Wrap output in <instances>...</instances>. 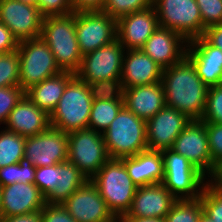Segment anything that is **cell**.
<instances>
[{
    "mask_svg": "<svg viewBox=\"0 0 222 222\" xmlns=\"http://www.w3.org/2000/svg\"><path fill=\"white\" fill-rule=\"evenodd\" d=\"M161 83L167 107L185 114L190 120H201L209 87L197 75L193 63L185 56L162 72Z\"/></svg>",
    "mask_w": 222,
    "mask_h": 222,
    "instance_id": "1",
    "label": "cell"
},
{
    "mask_svg": "<svg viewBox=\"0 0 222 222\" xmlns=\"http://www.w3.org/2000/svg\"><path fill=\"white\" fill-rule=\"evenodd\" d=\"M40 37L50 48L60 70L75 74L83 57L77 41L75 12L43 17Z\"/></svg>",
    "mask_w": 222,
    "mask_h": 222,
    "instance_id": "2",
    "label": "cell"
},
{
    "mask_svg": "<svg viewBox=\"0 0 222 222\" xmlns=\"http://www.w3.org/2000/svg\"><path fill=\"white\" fill-rule=\"evenodd\" d=\"M90 181L116 218L127 214L137 187L121 159L110 158Z\"/></svg>",
    "mask_w": 222,
    "mask_h": 222,
    "instance_id": "3",
    "label": "cell"
},
{
    "mask_svg": "<svg viewBox=\"0 0 222 222\" xmlns=\"http://www.w3.org/2000/svg\"><path fill=\"white\" fill-rule=\"evenodd\" d=\"M92 103L87 83L75 75L50 114V125L67 134L88 129Z\"/></svg>",
    "mask_w": 222,
    "mask_h": 222,
    "instance_id": "4",
    "label": "cell"
},
{
    "mask_svg": "<svg viewBox=\"0 0 222 222\" xmlns=\"http://www.w3.org/2000/svg\"><path fill=\"white\" fill-rule=\"evenodd\" d=\"M103 137L110 158L134 156L148 149L146 121L125 106L103 132Z\"/></svg>",
    "mask_w": 222,
    "mask_h": 222,
    "instance_id": "5",
    "label": "cell"
},
{
    "mask_svg": "<svg viewBox=\"0 0 222 222\" xmlns=\"http://www.w3.org/2000/svg\"><path fill=\"white\" fill-rule=\"evenodd\" d=\"M164 179L162 185L177 199H198L208 178L185 156L171 149L162 150Z\"/></svg>",
    "mask_w": 222,
    "mask_h": 222,
    "instance_id": "6",
    "label": "cell"
},
{
    "mask_svg": "<svg viewBox=\"0 0 222 222\" xmlns=\"http://www.w3.org/2000/svg\"><path fill=\"white\" fill-rule=\"evenodd\" d=\"M20 57L19 87L26 92L32 86L60 74L53 53L41 39H27L18 43Z\"/></svg>",
    "mask_w": 222,
    "mask_h": 222,
    "instance_id": "7",
    "label": "cell"
},
{
    "mask_svg": "<svg viewBox=\"0 0 222 222\" xmlns=\"http://www.w3.org/2000/svg\"><path fill=\"white\" fill-rule=\"evenodd\" d=\"M68 162L90 180L110 159L103 133L84 129L68 133Z\"/></svg>",
    "mask_w": 222,
    "mask_h": 222,
    "instance_id": "8",
    "label": "cell"
},
{
    "mask_svg": "<svg viewBox=\"0 0 222 222\" xmlns=\"http://www.w3.org/2000/svg\"><path fill=\"white\" fill-rule=\"evenodd\" d=\"M161 27L171 29L187 42L202 36V17L196 0H153Z\"/></svg>",
    "mask_w": 222,
    "mask_h": 222,
    "instance_id": "9",
    "label": "cell"
},
{
    "mask_svg": "<svg viewBox=\"0 0 222 222\" xmlns=\"http://www.w3.org/2000/svg\"><path fill=\"white\" fill-rule=\"evenodd\" d=\"M75 29L82 55L117 39L116 19L103 11L75 12Z\"/></svg>",
    "mask_w": 222,
    "mask_h": 222,
    "instance_id": "10",
    "label": "cell"
},
{
    "mask_svg": "<svg viewBox=\"0 0 222 222\" xmlns=\"http://www.w3.org/2000/svg\"><path fill=\"white\" fill-rule=\"evenodd\" d=\"M126 49L116 39L111 44L83 55L75 75L85 83L121 78Z\"/></svg>",
    "mask_w": 222,
    "mask_h": 222,
    "instance_id": "11",
    "label": "cell"
},
{
    "mask_svg": "<svg viewBox=\"0 0 222 222\" xmlns=\"http://www.w3.org/2000/svg\"><path fill=\"white\" fill-rule=\"evenodd\" d=\"M171 150L185 156L207 178L213 174L215 165L210 155L204 121L191 120L175 139Z\"/></svg>",
    "mask_w": 222,
    "mask_h": 222,
    "instance_id": "12",
    "label": "cell"
},
{
    "mask_svg": "<svg viewBox=\"0 0 222 222\" xmlns=\"http://www.w3.org/2000/svg\"><path fill=\"white\" fill-rule=\"evenodd\" d=\"M68 134L50 126L34 136L26 137L24 157L36 168L61 164L68 160Z\"/></svg>",
    "mask_w": 222,
    "mask_h": 222,
    "instance_id": "13",
    "label": "cell"
},
{
    "mask_svg": "<svg viewBox=\"0 0 222 222\" xmlns=\"http://www.w3.org/2000/svg\"><path fill=\"white\" fill-rule=\"evenodd\" d=\"M0 21L18 42L41 35L43 16L37 6L18 0H0Z\"/></svg>",
    "mask_w": 222,
    "mask_h": 222,
    "instance_id": "14",
    "label": "cell"
},
{
    "mask_svg": "<svg viewBox=\"0 0 222 222\" xmlns=\"http://www.w3.org/2000/svg\"><path fill=\"white\" fill-rule=\"evenodd\" d=\"M62 206L77 222H111L116 218L90 180L72 193Z\"/></svg>",
    "mask_w": 222,
    "mask_h": 222,
    "instance_id": "15",
    "label": "cell"
},
{
    "mask_svg": "<svg viewBox=\"0 0 222 222\" xmlns=\"http://www.w3.org/2000/svg\"><path fill=\"white\" fill-rule=\"evenodd\" d=\"M191 120L174 108L165 106L146 121L148 149H171L175 139Z\"/></svg>",
    "mask_w": 222,
    "mask_h": 222,
    "instance_id": "16",
    "label": "cell"
},
{
    "mask_svg": "<svg viewBox=\"0 0 222 222\" xmlns=\"http://www.w3.org/2000/svg\"><path fill=\"white\" fill-rule=\"evenodd\" d=\"M159 27L155 7L123 15L116 20L117 40L126 50L141 49Z\"/></svg>",
    "mask_w": 222,
    "mask_h": 222,
    "instance_id": "17",
    "label": "cell"
},
{
    "mask_svg": "<svg viewBox=\"0 0 222 222\" xmlns=\"http://www.w3.org/2000/svg\"><path fill=\"white\" fill-rule=\"evenodd\" d=\"M187 44L175 31L159 26L141 50L164 70L186 56Z\"/></svg>",
    "mask_w": 222,
    "mask_h": 222,
    "instance_id": "18",
    "label": "cell"
},
{
    "mask_svg": "<svg viewBox=\"0 0 222 222\" xmlns=\"http://www.w3.org/2000/svg\"><path fill=\"white\" fill-rule=\"evenodd\" d=\"M186 57L208 87L222 84V50L201 36L188 42Z\"/></svg>",
    "mask_w": 222,
    "mask_h": 222,
    "instance_id": "19",
    "label": "cell"
},
{
    "mask_svg": "<svg viewBox=\"0 0 222 222\" xmlns=\"http://www.w3.org/2000/svg\"><path fill=\"white\" fill-rule=\"evenodd\" d=\"M176 201L162 183L137 187L130 210L121 217L165 218Z\"/></svg>",
    "mask_w": 222,
    "mask_h": 222,
    "instance_id": "20",
    "label": "cell"
},
{
    "mask_svg": "<svg viewBox=\"0 0 222 222\" xmlns=\"http://www.w3.org/2000/svg\"><path fill=\"white\" fill-rule=\"evenodd\" d=\"M4 125L2 128L23 137L34 136L51 126L50 115L38 108L25 94L10 112Z\"/></svg>",
    "mask_w": 222,
    "mask_h": 222,
    "instance_id": "21",
    "label": "cell"
},
{
    "mask_svg": "<svg viewBox=\"0 0 222 222\" xmlns=\"http://www.w3.org/2000/svg\"><path fill=\"white\" fill-rule=\"evenodd\" d=\"M163 69L141 49L126 50L123 57V89L161 82Z\"/></svg>",
    "mask_w": 222,
    "mask_h": 222,
    "instance_id": "22",
    "label": "cell"
},
{
    "mask_svg": "<svg viewBox=\"0 0 222 222\" xmlns=\"http://www.w3.org/2000/svg\"><path fill=\"white\" fill-rule=\"evenodd\" d=\"M1 217L17 216L43 209L46 197L33 183H15L1 187Z\"/></svg>",
    "mask_w": 222,
    "mask_h": 222,
    "instance_id": "23",
    "label": "cell"
},
{
    "mask_svg": "<svg viewBox=\"0 0 222 222\" xmlns=\"http://www.w3.org/2000/svg\"><path fill=\"white\" fill-rule=\"evenodd\" d=\"M120 159L136 187L162 183L164 160L161 151L147 149Z\"/></svg>",
    "mask_w": 222,
    "mask_h": 222,
    "instance_id": "24",
    "label": "cell"
},
{
    "mask_svg": "<svg viewBox=\"0 0 222 222\" xmlns=\"http://www.w3.org/2000/svg\"><path fill=\"white\" fill-rule=\"evenodd\" d=\"M123 100L128 110L145 121L166 106L161 82L123 89Z\"/></svg>",
    "mask_w": 222,
    "mask_h": 222,
    "instance_id": "25",
    "label": "cell"
},
{
    "mask_svg": "<svg viewBox=\"0 0 222 222\" xmlns=\"http://www.w3.org/2000/svg\"><path fill=\"white\" fill-rule=\"evenodd\" d=\"M74 76L71 72H61L32 86L25 94L38 108L50 115L60 101L67 83Z\"/></svg>",
    "mask_w": 222,
    "mask_h": 222,
    "instance_id": "26",
    "label": "cell"
},
{
    "mask_svg": "<svg viewBox=\"0 0 222 222\" xmlns=\"http://www.w3.org/2000/svg\"><path fill=\"white\" fill-rule=\"evenodd\" d=\"M60 178L52 192L46 197L48 204H62L79 187L83 186L88 179L70 162L59 164Z\"/></svg>",
    "mask_w": 222,
    "mask_h": 222,
    "instance_id": "27",
    "label": "cell"
},
{
    "mask_svg": "<svg viewBox=\"0 0 222 222\" xmlns=\"http://www.w3.org/2000/svg\"><path fill=\"white\" fill-rule=\"evenodd\" d=\"M124 107V100H93L88 129L103 133Z\"/></svg>",
    "mask_w": 222,
    "mask_h": 222,
    "instance_id": "28",
    "label": "cell"
},
{
    "mask_svg": "<svg viewBox=\"0 0 222 222\" xmlns=\"http://www.w3.org/2000/svg\"><path fill=\"white\" fill-rule=\"evenodd\" d=\"M0 168L19 163L24 157L26 137L0 126Z\"/></svg>",
    "mask_w": 222,
    "mask_h": 222,
    "instance_id": "29",
    "label": "cell"
},
{
    "mask_svg": "<svg viewBox=\"0 0 222 222\" xmlns=\"http://www.w3.org/2000/svg\"><path fill=\"white\" fill-rule=\"evenodd\" d=\"M36 167L23 157L19 163L11 164L0 168V186L12 185L15 183L35 184Z\"/></svg>",
    "mask_w": 222,
    "mask_h": 222,
    "instance_id": "30",
    "label": "cell"
},
{
    "mask_svg": "<svg viewBox=\"0 0 222 222\" xmlns=\"http://www.w3.org/2000/svg\"><path fill=\"white\" fill-rule=\"evenodd\" d=\"M201 199H180L171 207L164 218L166 222H199L203 213Z\"/></svg>",
    "mask_w": 222,
    "mask_h": 222,
    "instance_id": "31",
    "label": "cell"
},
{
    "mask_svg": "<svg viewBox=\"0 0 222 222\" xmlns=\"http://www.w3.org/2000/svg\"><path fill=\"white\" fill-rule=\"evenodd\" d=\"M19 66L18 50L0 55V87L19 86Z\"/></svg>",
    "mask_w": 222,
    "mask_h": 222,
    "instance_id": "32",
    "label": "cell"
},
{
    "mask_svg": "<svg viewBox=\"0 0 222 222\" xmlns=\"http://www.w3.org/2000/svg\"><path fill=\"white\" fill-rule=\"evenodd\" d=\"M92 100H123L120 78L96 81L87 84Z\"/></svg>",
    "mask_w": 222,
    "mask_h": 222,
    "instance_id": "33",
    "label": "cell"
},
{
    "mask_svg": "<svg viewBox=\"0 0 222 222\" xmlns=\"http://www.w3.org/2000/svg\"><path fill=\"white\" fill-rule=\"evenodd\" d=\"M200 199L204 213L207 214L212 221L222 222V191L207 181L200 195Z\"/></svg>",
    "mask_w": 222,
    "mask_h": 222,
    "instance_id": "34",
    "label": "cell"
},
{
    "mask_svg": "<svg viewBox=\"0 0 222 222\" xmlns=\"http://www.w3.org/2000/svg\"><path fill=\"white\" fill-rule=\"evenodd\" d=\"M153 5V0H106L103 12L116 20L123 15L144 10Z\"/></svg>",
    "mask_w": 222,
    "mask_h": 222,
    "instance_id": "35",
    "label": "cell"
},
{
    "mask_svg": "<svg viewBox=\"0 0 222 222\" xmlns=\"http://www.w3.org/2000/svg\"><path fill=\"white\" fill-rule=\"evenodd\" d=\"M204 122L222 124V84L209 87Z\"/></svg>",
    "mask_w": 222,
    "mask_h": 222,
    "instance_id": "36",
    "label": "cell"
},
{
    "mask_svg": "<svg viewBox=\"0 0 222 222\" xmlns=\"http://www.w3.org/2000/svg\"><path fill=\"white\" fill-rule=\"evenodd\" d=\"M202 17V36L206 28L222 23V0H196Z\"/></svg>",
    "mask_w": 222,
    "mask_h": 222,
    "instance_id": "37",
    "label": "cell"
},
{
    "mask_svg": "<svg viewBox=\"0 0 222 222\" xmlns=\"http://www.w3.org/2000/svg\"><path fill=\"white\" fill-rule=\"evenodd\" d=\"M35 185L47 197L55 188L60 178L59 164L36 168Z\"/></svg>",
    "mask_w": 222,
    "mask_h": 222,
    "instance_id": "38",
    "label": "cell"
},
{
    "mask_svg": "<svg viewBox=\"0 0 222 222\" xmlns=\"http://www.w3.org/2000/svg\"><path fill=\"white\" fill-rule=\"evenodd\" d=\"M25 95L19 86L0 87V125H3L8 115Z\"/></svg>",
    "mask_w": 222,
    "mask_h": 222,
    "instance_id": "39",
    "label": "cell"
},
{
    "mask_svg": "<svg viewBox=\"0 0 222 222\" xmlns=\"http://www.w3.org/2000/svg\"><path fill=\"white\" fill-rule=\"evenodd\" d=\"M207 130L209 151L214 165L222 161V124L204 122Z\"/></svg>",
    "mask_w": 222,
    "mask_h": 222,
    "instance_id": "40",
    "label": "cell"
},
{
    "mask_svg": "<svg viewBox=\"0 0 222 222\" xmlns=\"http://www.w3.org/2000/svg\"><path fill=\"white\" fill-rule=\"evenodd\" d=\"M37 7L43 17L67 15L73 12L71 0H38Z\"/></svg>",
    "mask_w": 222,
    "mask_h": 222,
    "instance_id": "41",
    "label": "cell"
},
{
    "mask_svg": "<svg viewBox=\"0 0 222 222\" xmlns=\"http://www.w3.org/2000/svg\"><path fill=\"white\" fill-rule=\"evenodd\" d=\"M42 222H77L62 204L45 203L42 209Z\"/></svg>",
    "mask_w": 222,
    "mask_h": 222,
    "instance_id": "42",
    "label": "cell"
},
{
    "mask_svg": "<svg viewBox=\"0 0 222 222\" xmlns=\"http://www.w3.org/2000/svg\"><path fill=\"white\" fill-rule=\"evenodd\" d=\"M18 40L11 31L0 21V52L9 53L17 50Z\"/></svg>",
    "mask_w": 222,
    "mask_h": 222,
    "instance_id": "43",
    "label": "cell"
},
{
    "mask_svg": "<svg viewBox=\"0 0 222 222\" xmlns=\"http://www.w3.org/2000/svg\"><path fill=\"white\" fill-rule=\"evenodd\" d=\"M106 0H71L73 12L102 11Z\"/></svg>",
    "mask_w": 222,
    "mask_h": 222,
    "instance_id": "44",
    "label": "cell"
},
{
    "mask_svg": "<svg viewBox=\"0 0 222 222\" xmlns=\"http://www.w3.org/2000/svg\"><path fill=\"white\" fill-rule=\"evenodd\" d=\"M203 37L211 45L222 50V23L206 28Z\"/></svg>",
    "mask_w": 222,
    "mask_h": 222,
    "instance_id": "45",
    "label": "cell"
},
{
    "mask_svg": "<svg viewBox=\"0 0 222 222\" xmlns=\"http://www.w3.org/2000/svg\"><path fill=\"white\" fill-rule=\"evenodd\" d=\"M0 222H42V209L23 215L1 217Z\"/></svg>",
    "mask_w": 222,
    "mask_h": 222,
    "instance_id": "46",
    "label": "cell"
},
{
    "mask_svg": "<svg viewBox=\"0 0 222 222\" xmlns=\"http://www.w3.org/2000/svg\"><path fill=\"white\" fill-rule=\"evenodd\" d=\"M208 181L222 191V161L215 165L213 174L208 178Z\"/></svg>",
    "mask_w": 222,
    "mask_h": 222,
    "instance_id": "47",
    "label": "cell"
},
{
    "mask_svg": "<svg viewBox=\"0 0 222 222\" xmlns=\"http://www.w3.org/2000/svg\"><path fill=\"white\" fill-rule=\"evenodd\" d=\"M123 222H166L164 218L119 217Z\"/></svg>",
    "mask_w": 222,
    "mask_h": 222,
    "instance_id": "48",
    "label": "cell"
},
{
    "mask_svg": "<svg viewBox=\"0 0 222 222\" xmlns=\"http://www.w3.org/2000/svg\"><path fill=\"white\" fill-rule=\"evenodd\" d=\"M199 222H214V221H212L211 218L203 212L199 218Z\"/></svg>",
    "mask_w": 222,
    "mask_h": 222,
    "instance_id": "49",
    "label": "cell"
},
{
    "mask_svg": "<svg viewBox=\"0 0 222 222\" xmlns=\"http://www.w3.org/2000/svg\"><path fill=\"white\" fill-rule=\"evenodd\" d=\"M18 1H21L23 3H27L33 6H37V2H38V0H18Z\"/></svg>",
    "mask_w": 222,
    "mask_h": 222,
    "instance_id": "50",
    "label": "cell"
},
{
    "mask_svg": "<svg viewBox=\"0 0 222 222\" xmlns=\"http://www.w3.org/2000/svg\"><path fill=\"white\" fill-rule=\"evenodd\" d=\"M1 211H2V189L0 186V218H1Z\"/></svg>",
    "mask_w": 222,
    "mask_h": 222,
    "instance_id": "51",
    "label": "cell"
},
{
    "mask_svg": "<svg viewBox=\"0 0 222 222\" xmlns=\"http://www.w3.org/2000/svg\"><path fill=\"white\" fill-rule=\"evenodd\" d=\"M111 222H123L120 218H115L113 221Z\"/></svg>",
    "mask_w": 222,
    "mask_h": 222,
    "instance_id": "52",
    "label": "cell"
}]
</instances>
